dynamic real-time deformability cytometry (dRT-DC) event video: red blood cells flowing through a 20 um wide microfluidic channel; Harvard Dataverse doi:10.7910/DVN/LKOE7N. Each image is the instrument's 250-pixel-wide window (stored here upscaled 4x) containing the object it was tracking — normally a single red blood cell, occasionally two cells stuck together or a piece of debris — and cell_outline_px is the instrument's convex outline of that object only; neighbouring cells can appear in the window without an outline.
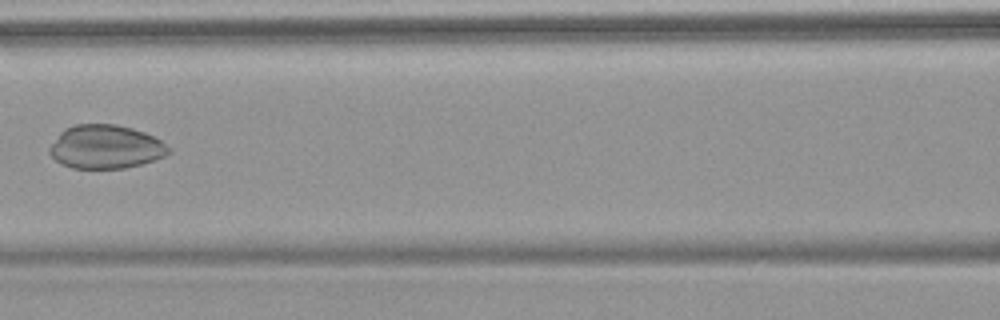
{"species": "common noctule bat (a hibernating species)", "species_latin": "Nyctalus noctula", "temperature_condition": "warm", "stored_images_in_passage": 4, "camera_frame_rate_fps": 3000, "um_per_image_px": 0.085, "animal": {"sex": "female", "body_mass_g": 18.4}, "frame": {"image": 1, "passage_image": 4, "time_ms": 3.333, "image_size_px": [1000, 320], "cell_outline_px": [[172, 152], [164, 156], [140, 164], [124, 168], [72, 168], [60, 164], [48, 152], [48, 148], [60, 132], [64, 128], [76, 124], [116, 124], [132, 128], [144, 132], [160, 140], [172, 148]], "centroid_in_image_um": [8.96, 12.48], "position_along_channel_um": 157.6, "area_um2": 30.35}}